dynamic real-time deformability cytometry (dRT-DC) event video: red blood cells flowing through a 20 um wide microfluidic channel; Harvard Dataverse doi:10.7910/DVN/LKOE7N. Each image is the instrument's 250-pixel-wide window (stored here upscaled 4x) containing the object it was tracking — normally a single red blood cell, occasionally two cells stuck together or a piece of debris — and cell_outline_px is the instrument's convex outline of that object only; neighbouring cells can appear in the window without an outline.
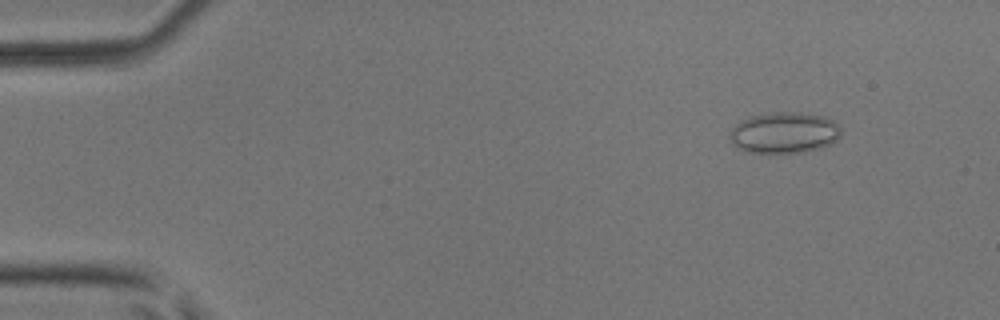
{"species": "common noctule bat (a hibernating species)", "species_latin": "Nyctalus noctula", "temperature_condition": "room temperature", "stored_images_in_passage": 3, "camera_frame_rate_fps": 3000, "um_per_image_px": 0.085, "animal": {"sex": "male", "body_mass_g": 17.9, "forearm_length_mm": 54.2}, "frame": {"image": 1, "passage_image": 1, "time_ms": 0.0, "image_size_px": [1000, 320], "cell_outline_px": [[840, 136], [836, 140], [820, 148], [804, 152], [744, 152], [736, 148], [732, 144], [728, 136], [728, 132], [740, 120], [752, 116], [772, 112], [800, 112], [824, 116], [840, 124]], "centroid_in_image_um": [66.62, 11.27], "position_along_channel_um": 18.4, "area_um2": 26.88}}